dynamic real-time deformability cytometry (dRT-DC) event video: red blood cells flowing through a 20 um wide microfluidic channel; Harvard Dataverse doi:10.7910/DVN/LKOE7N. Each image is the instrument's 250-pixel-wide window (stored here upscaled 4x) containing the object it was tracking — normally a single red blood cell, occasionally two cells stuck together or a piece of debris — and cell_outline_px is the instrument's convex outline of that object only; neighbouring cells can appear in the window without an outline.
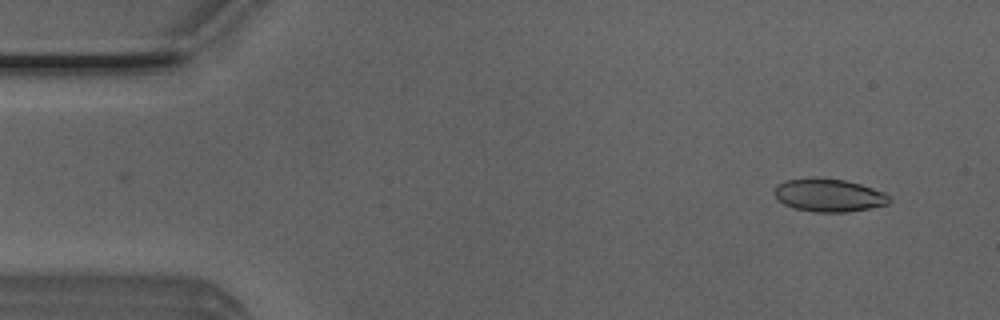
{"species": "Egyptian fruit bat (a non-hibernating species)", "species_latin": "Rousettus aegyptiacus", "temperature_condition": "room temperature", "stored_images_in_passage": 4, "camera_frame_rate_fps": 3000, "um_per_image_px": 0.085, "animal": {"sex": "male"}, "frame": {"image": 1, "passage_image": 1, "time_ms": 0.0, "image_size_px": [1000, 320], "cell_outline_px": [[892, 200], [888, 204], [868, 208], [844, 212], [812, 212], [792, 208], [784, 204], [772, 192], [776, 184], [784, 180], [844, 180], [860, 184], [884, 192], [892, 196]], "centroid_in_image_um": [70.46, 16.63], "position_along_channel_um": 14.5, "area_um2": 21.62}}
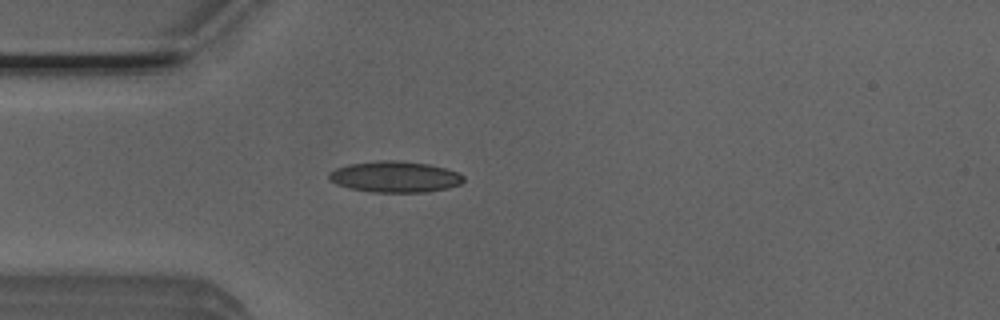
{"frame": {"image": 2, "passage_image": 4, "time_ms": 1.0, "image_size_px": [1000, 320], "cell_outline_px": [[464, 180], [460, 184], [448, 188], [428, 192], [372, 192], [348, 188], [336, 184], [328, 180], [328, 172], [336, 168], [348, 164], [380, 160], [396, 160], [428, 164], [444, 168], [456, 172], [464, 176]], "centroid_in_image_um": [33.53, 15.03], "position_along_channel_um": 51.5, "area_um2": 24.51}}